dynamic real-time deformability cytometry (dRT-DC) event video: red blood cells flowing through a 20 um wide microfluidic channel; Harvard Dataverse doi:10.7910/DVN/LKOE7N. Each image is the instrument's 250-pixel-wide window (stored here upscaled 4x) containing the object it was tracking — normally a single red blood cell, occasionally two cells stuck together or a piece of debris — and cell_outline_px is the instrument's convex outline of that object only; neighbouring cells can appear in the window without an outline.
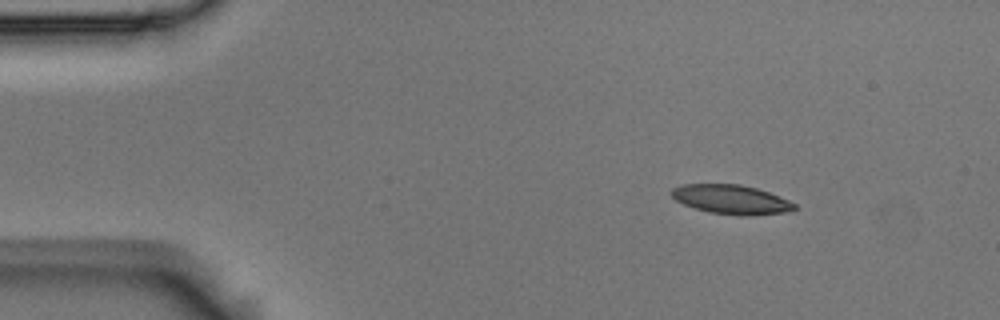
{"species": "Egyptian fruit bat (a non-hibernating species)", "species_latin": "Rousettus aegyptiacus", "temperature_condition": "room temperature", "stored_images_in_passage": 4, "camera_frame_rate_fps": 3000, "um_per_image_px": 0.085, "animal": {"sex": "male"}, "frame": {"image": 1, "passage_image": 2, "time_ms": 0.333, "image_size_px": [1000, 320], "cell_outline_px": [[796, 208], [792, 212], [748, 216], [740, 216], [708, 212], [684, 204], [676, 200], [668, 192], [672, 188], [680, 184], [740, 184], [756, 188], [768, 192], [788, 200], [796, 204]], "centroid_in_image_um": [62.16, 16.96], "position_along_channel_um": 22.8, "area_um2": 21.15}}